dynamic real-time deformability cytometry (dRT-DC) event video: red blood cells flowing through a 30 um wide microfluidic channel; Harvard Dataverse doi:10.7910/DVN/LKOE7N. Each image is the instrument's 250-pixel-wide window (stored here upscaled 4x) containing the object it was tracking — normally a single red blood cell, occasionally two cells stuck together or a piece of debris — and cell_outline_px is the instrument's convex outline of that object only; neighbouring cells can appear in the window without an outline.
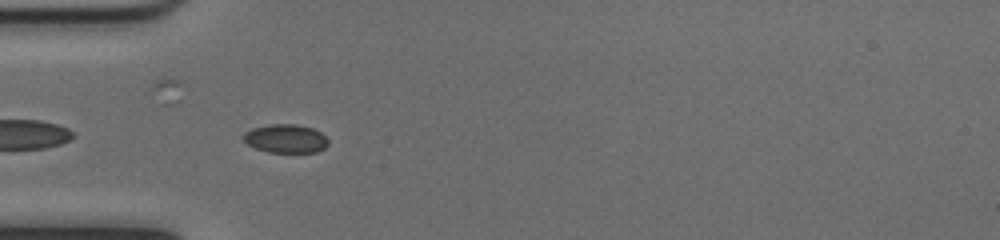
{"species": "common noctule bat (a hibernating species)", "species_latin": "Nyctalus noctula", "temperature_condition": "cold", "stored_images_in_passage": 16, "camera_frame_rate_fps": 3000, "um_per_image_px": 0.085, "animal": {"sex": "female", "body_mass_g": 17.0, "forearm_length_mm": 48.0}, "frame": {"image": 1, "passage_image": 3, "time_ms": 0.667, "image_size_px": [1000, 240], "cell_outline_px": [[328, 144], [324, 148], [316, 152], [268, 152], [256, 148], [248, 144], [244, 140], [244, 132], [252, 128], [268, 124], [296, 124], [312, 128], [320, 132], [328, 140]], "centroid_in_image_um": [24.28, 11.77], "position_along_channel_um": 60.7, "area_um2": 14.05}}
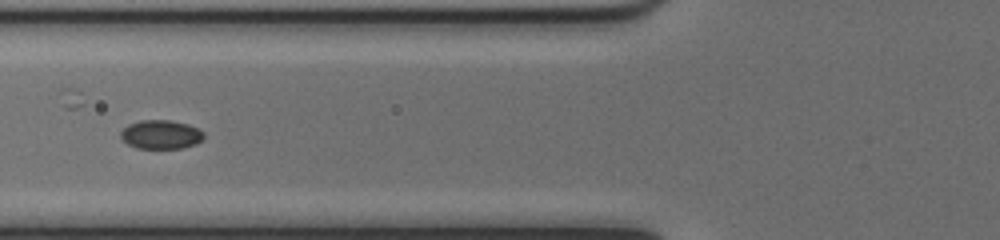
{"frame": {"image": 2, "passage_image": 7, "time_ms": 2.0, "image_size_px": [1000, 240], "cell_outline_px": [[204, 140], [196, 144], [180, 148], [136, 148], [128, 144], [120, 136], [120, 132], [128, 124], [140, 120], [172, 120], [188, 124], [204, 132]], "centroid_in_image_um": [13.69, 11.43], "position_along_channel_um": 112.1, "area_um2": 14.05}}
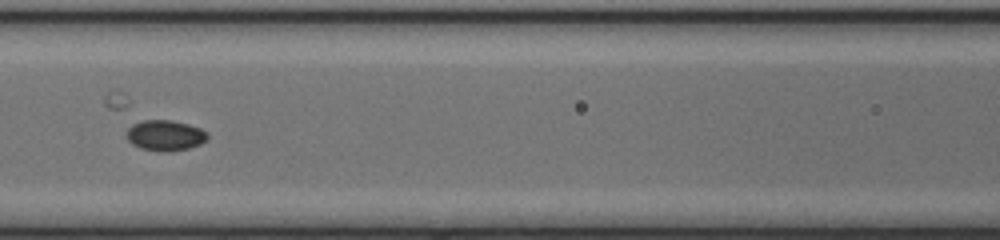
{"frame": {"image": 3, "passage_image": 10, "time_ms": 3.0, "image_size_px": [1000, 240], "cell_outline_px": [[208, 140], [200, 144], [188, 148], [172, 152], [160, 152], [140, 148], [132, 144], [124, 136], [128, 128], [132, 124], [144, 120], [172, 120], [188, 124], [200, 128], [208, 132]], "centroid_in_image_um": [14.03, 11.52], "position_along_channel_um": 152.6, "area_um2": 14.74}}